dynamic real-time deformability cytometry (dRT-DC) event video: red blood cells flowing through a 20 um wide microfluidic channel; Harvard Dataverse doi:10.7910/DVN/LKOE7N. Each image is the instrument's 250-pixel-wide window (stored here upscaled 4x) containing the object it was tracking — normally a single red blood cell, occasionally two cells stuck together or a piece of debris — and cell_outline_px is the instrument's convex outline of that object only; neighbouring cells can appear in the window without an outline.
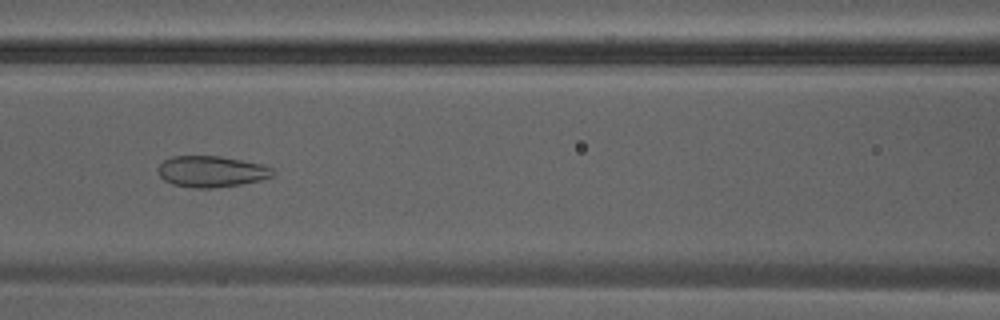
{"species": "Egyptian fruit bat (a non-hibernating species)", "species_latin": "Rousettus aegyptiacus", "temperature_condition": "warm", "stored_images_in_passage": 40, "camera_frame_rate_fps": 3000, "um_per_image_px": 0.085, "animal": {"sex": "male"}, "frame": {"image": 1, "passage_image": 18, "time_ms": 5.667, "image_size_px": [1000, 320], "cell_outline_px": [[272, 176], [260, 180], [240, 184], [212, 188], [192, 188], [172, 184], [164, 180], [160, 176], [160, 164], [164, 160], [172, 156], [220, 156], [260, 164], [272, 168]], "centroid_in_image_um": [17.94, 14.58], "position_along_channel_um": 148.7, "area_um2": 20.52}}
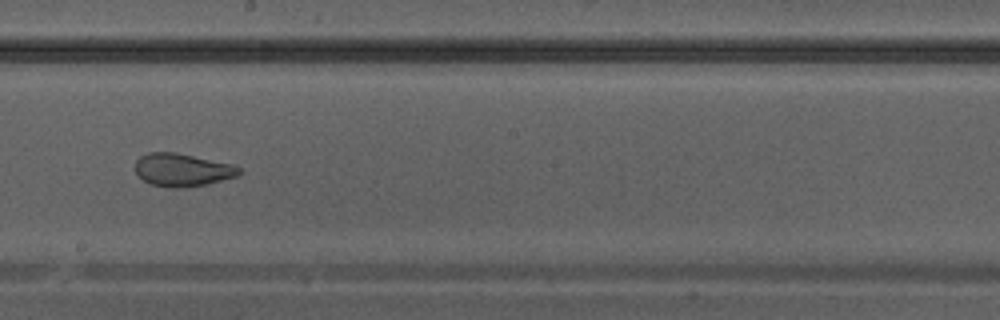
{"frame": {"image": 2, "passage_image": 23, "time_ms": 7.333, "image_size_px": [1000, 320], "cell_outline_px": [[240, 172], [236, 176], [208, 184], [180, 188], [172, 188], [152, 184], [144, 180], [136, 172], [136, 160], [140, 156], [148, 152], [176, 152], [232, 164], [240, 168]], "centroid_in_image_um": [15.49, 14.43], "position_along_channel_um": 232.7, "area_um2": 19.77}}